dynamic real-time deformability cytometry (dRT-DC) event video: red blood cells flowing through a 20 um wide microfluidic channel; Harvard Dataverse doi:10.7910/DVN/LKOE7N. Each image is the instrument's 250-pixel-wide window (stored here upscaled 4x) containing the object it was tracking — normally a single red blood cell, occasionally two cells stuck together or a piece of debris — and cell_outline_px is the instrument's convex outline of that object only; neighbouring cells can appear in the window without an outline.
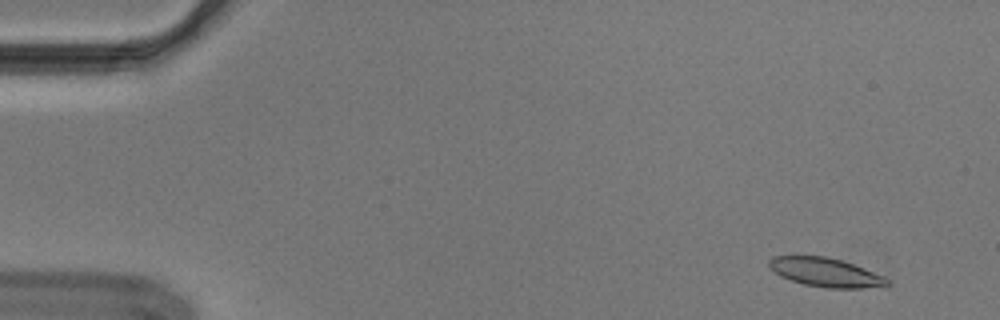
{"species": "Egyptian fruit bat (a non-hibernating species)", "species_latin": "Rousettus aegyptiacus", "temperature_condition": "cold", "stored_images_in_passage": 55, "camera_frame_rate_fps": 3000, "um_per_image_px": 0.085, "animal": {"sex": "male"}, "frame": {"image": 1, "passage_image": 4, "time_ms": 1.0, "image_size_px": [1000, 320], "cell_outline_px": [[892, 284], [860, 288], [828, 288], [804, 284], [780, 276], [768, 268], [768, 260], [772, 256], [828, 256], [864, 268], [884, 276]], "centroid_in_image_um": [70.12, 23.14], "position_along_channel_um": 14.9, "area_um2": 19.77}}
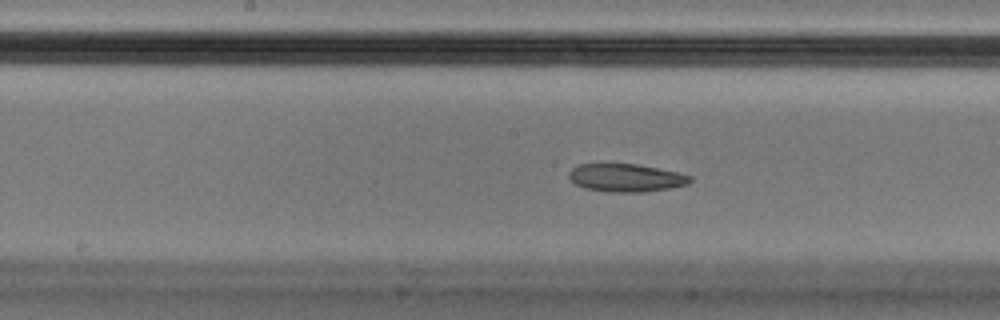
{"frame": {"image": 2, "passage_image": 28, "time_ms": 9.0, "image_size_px": [1000, 320], "cell_outline_px": [[692, 180], [688, 184], [668, 188], [644, 192], [608, 192], [584, 188], [576, 184], [568, 176], [568, 172], [572, 168], [580, 164], [604, 160], [636, 164], [676, 172], [692, 176]], "centroid_in_image_um": [53.13, 15.06], "position_along_channel_um": 195.1, "area_um2": 20.4}}
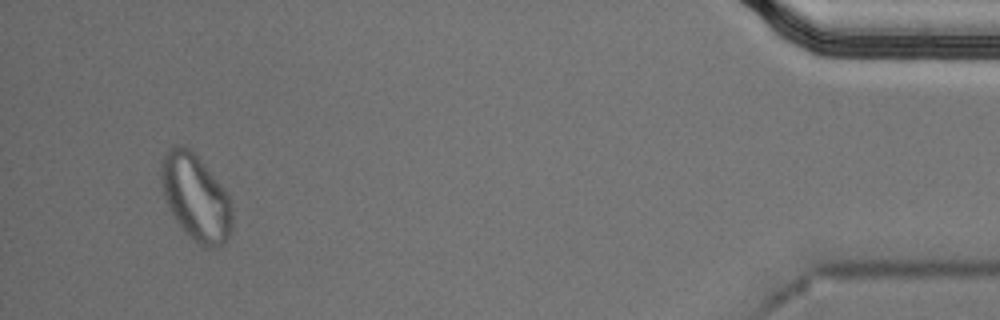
{"frame": {"image": 3, "passage_image": 52, "time_ms": 17.0, "image_size_px": [1000, 320], "cell_outline_px": [[232, 224], [228, 240], [216, 248], [204, 248], [192, 240], [188, 236], [176, 220], [164, 196], [160, 180], [160, 164], [164, 152], [172, 144], [184, 144], [204, 164], [224, 188], [228, 196], [232, 208]], "centroid_in_image_um": [16.62, 16.77], "position_along_channel_um": 418.6, "area_um2": 35.95}, "authors_computed_cell_mechanics": {"area_um2": 20.6346, "velocity_mm_per_s": 3.6552, "shape_relaxation_time_tau1_ms": null, "shape_relaxation_time_tau2_ms": 2.9088, "deformation_change_tau1": null, "deformation_change_tau2": 0.0789}}